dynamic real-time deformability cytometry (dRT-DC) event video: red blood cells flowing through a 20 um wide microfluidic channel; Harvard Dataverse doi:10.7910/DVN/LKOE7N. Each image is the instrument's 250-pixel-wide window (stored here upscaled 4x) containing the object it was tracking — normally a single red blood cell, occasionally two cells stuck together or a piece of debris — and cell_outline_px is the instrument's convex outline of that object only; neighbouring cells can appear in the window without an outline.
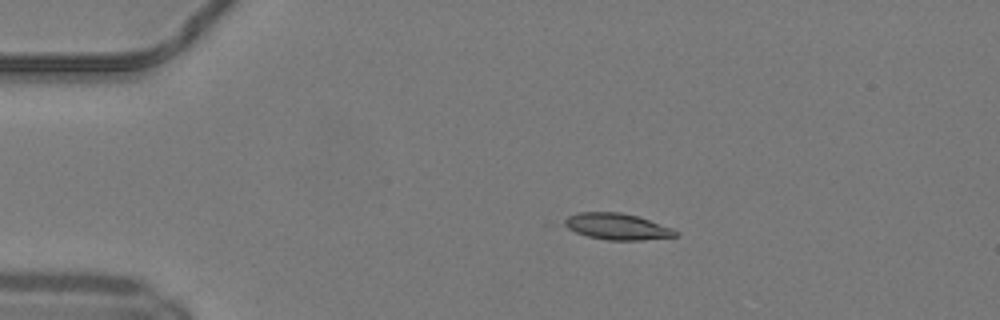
{"species": "common noctule bat (a hibernating species)", "species_latin": "Nyctalus noctula", "temperature_condition": "warm", "stored_images_in_passage": 21, "camera_frame_rate_fps": 3000, "um_per_image_px": 0.085, "animal": {"sex": "male", "body_mass_g": 19.2, "forearm_length_mm": 51.8}, "frame": {"image": 1, "passage_image": 1, "time_ms": 0.0, "image_size_px": [1000, 320], "cell_outline_px": [[680, 232], [676, 236], [644, 240], [608, 240], [588, 236], [576, 232], [560, 224], [568, 216], [580, 212], [620, 212], [636, 216], [672, 228]], "centroid_in_image_um": [52.43, 19.25], "position_along_channel_um": 32.6, "area_um2": 16.94}}
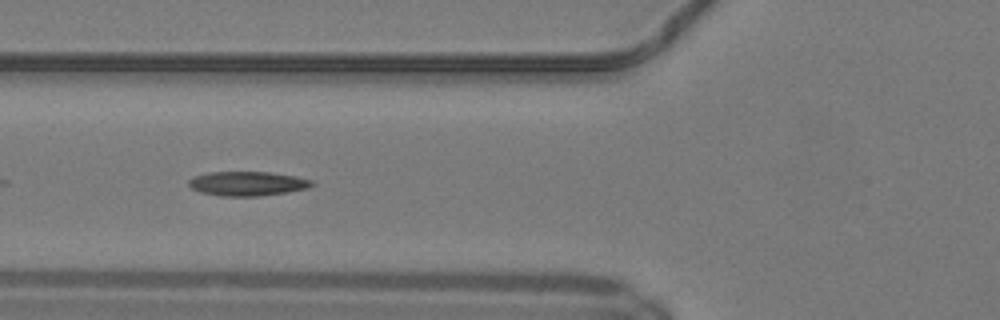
{"frame": {"image": 2, "passage_image": 10, "time_ms": 3.0, "image_size_px": [1000, 320], "cell_outline_px": [[316, 184], [308, 188], [288, 192], [260, 196], [220, 196], [200, 192], [192, 188], [188, 184], [188, 180], [192, 176], [208, 172], [268, 172], [296, 176], [312, 180]], "centroid_in_image_um": [21.03, 15.6], "position_along_channel_um": 104.8, "area_um2": 17.63}}
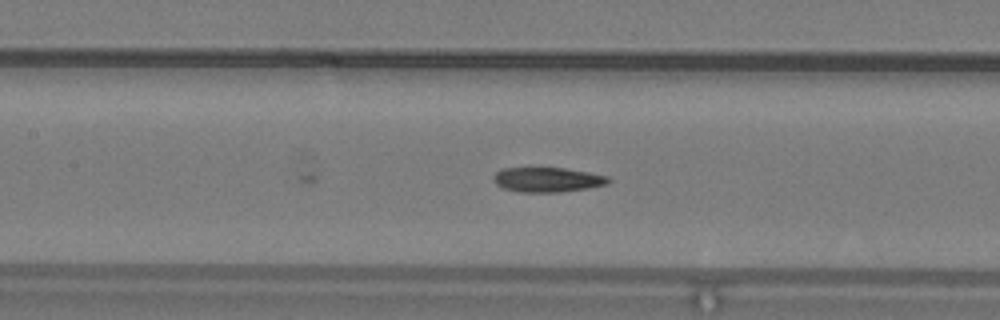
{"frame": {"image": 3, "passage_image": 14, "time_ms": 4.333, "image_size_px": [1000, 320], "cell_outline_px": [[612, 180], [608, 184], [588, 188], [560, 192], [520, 192], [504, 188], [496, 184], [492, 180], [492, 176], [496, 172], [504, 168], [564, 168], [588, 172], [608, 176]], "centroid_in_image_um": [46.54, 15.27], "position_along_channel_um": 160.9, "area_um2": 16.59}}